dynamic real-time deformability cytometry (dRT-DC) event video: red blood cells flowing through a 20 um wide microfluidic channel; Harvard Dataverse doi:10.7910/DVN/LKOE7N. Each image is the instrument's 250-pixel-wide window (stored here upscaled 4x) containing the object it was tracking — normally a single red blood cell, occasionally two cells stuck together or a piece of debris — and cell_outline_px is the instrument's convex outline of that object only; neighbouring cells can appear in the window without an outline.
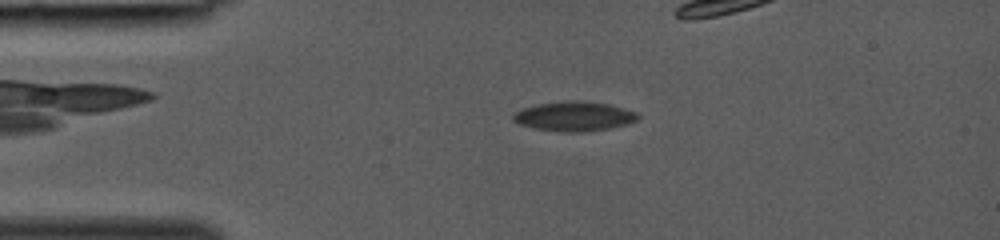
{"species": "common noctule bat (a hibernating species)", "species_latin": "Nyctalus noctula", "temperature_condition": "room temperature", "stored_images_in_passage": 39, "camera_frame_rate_fps": 3000, "um_per_image_px": 0.085, "animal": {"sex": "female", "body_mass_g": 19.0, "forearm_length_mm": 53.3}, "frame": {"image": 1, "passage_image": 8, "time_ms": 2.333, "image_size_px": [1000, 240], "cell_outline_px": [[640, 116], [636, 120], [628, 124], [608, 128], [584, 132], [560, 132], [536, 128], [520, 124], [512, 120], [512, 116], [520, 108], [536, 104], [572, 100], [580, 100], [608, 104], [624, 108], [636, 112]], "centroid_in_image_um": [48.79, 9.88], "position_along_channel_um": 36.2, "area_um2": 21.5}}
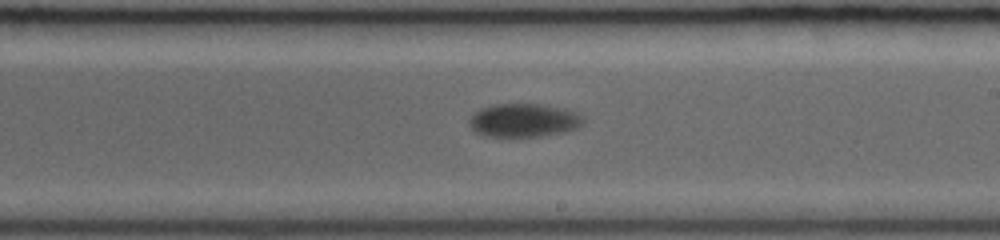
{"frame": {"image": 2, "passage_image": 23, "time_ms": 7.333, "image_size_px": [1000, 240], "cell_outline_px": [[584, 124], [576, 128], [564, 132], [540, 136], [484, 136], [476, 132], [468, 124], [468, 120], [480, 108], [496, 104], [540, 104], [564, 108], [580, 112], [584, 116]], "centroid_in_image_um": [44.57, 10.22], "position_along_channel_um": 244.4, "area_um2": 22.37}}
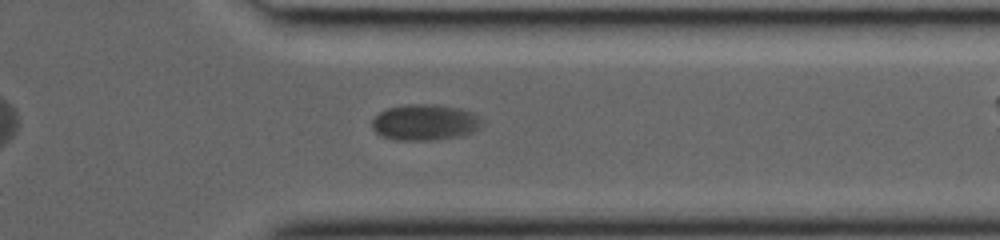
{"frame": {"image": 3, "passage_image": 31, "time_ms": 10.0, "image_size_px": [1000, 240], "cell_outline_px": [[484, 124], [480, 128], [464, 136], [432, 140], [396, 140], [384, 136], [376, 132], [372, 128], [372, 120], [380, 112], [388, 108], [404, 104], [436, 104], [460, 108], [472, 112], [480, 116], [484, 120]], "centroid_in_image_um": [36.18, 10.39], "position_along_channel_um": 375.2, "area_um2": 23.41}}